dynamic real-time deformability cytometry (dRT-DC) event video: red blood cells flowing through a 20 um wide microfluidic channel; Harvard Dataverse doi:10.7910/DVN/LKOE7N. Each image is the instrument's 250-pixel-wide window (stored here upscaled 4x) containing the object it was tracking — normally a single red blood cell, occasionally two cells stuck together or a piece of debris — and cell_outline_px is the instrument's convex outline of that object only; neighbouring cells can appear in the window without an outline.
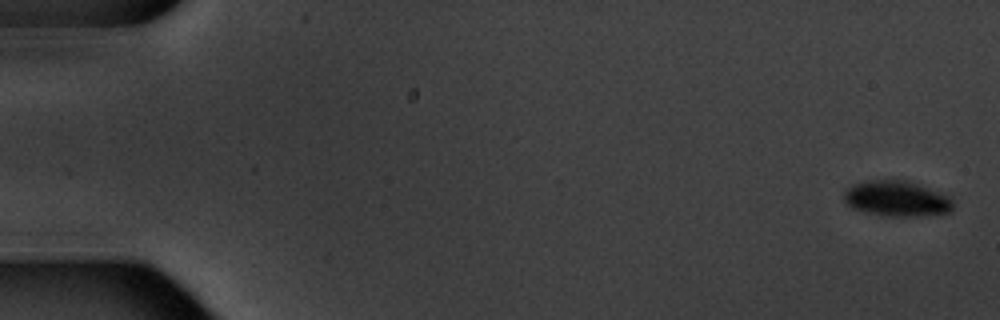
{"species": "common noctule bat (a hibernating species)", "species_latin": "Nyctalus noctula", "temperature_condition": "warm", "stored_images_in_passage": 5, "camera_frame_rate_fps": 3000, "um_per_image_px": 0.085, "animal": {"sex": "male", "body_mass_g": 20.1, "forearm_length_mm": 53.5}, "frame": {"image": 1, "passage_image": 1, "time_ms": 0.0, "image_size_px": [1000, 320], "cell_outline_px": [[952, 212], [920, 216], [880, 216], [864, 212], [852, 208], [844, 204], [844, 188], [852, 184], [868, 180], [908, 180], [952, 196]], "centroid_in_image_um": [76.2, 16.88], "position_along_channel_um": 8.8, "area_um2": 23.18}}
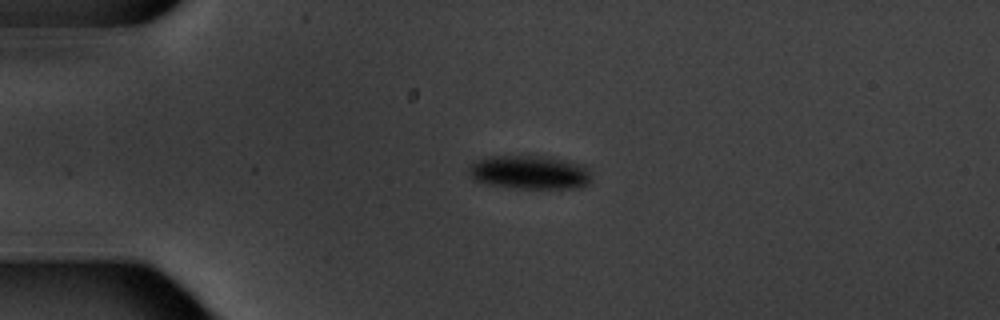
{"frame": {"image": 2, "passage_image": 4, "time_ms": 4.333, "image_size_px": [1000, 320], "cell_outline_px": [[592, 180], [588, 184], [580, 188], [516, 188], [488, 184], [476, 180], [472, 176], [468, 168], [468, 164], [476, 160], [492, 156], [528, 152], [552, 156], [584, 164], [592, 172]], "centroid_in_image_um": [45.09, 14.58], "position_along_channel_um": 39.9, "area_um2": 25.37}}